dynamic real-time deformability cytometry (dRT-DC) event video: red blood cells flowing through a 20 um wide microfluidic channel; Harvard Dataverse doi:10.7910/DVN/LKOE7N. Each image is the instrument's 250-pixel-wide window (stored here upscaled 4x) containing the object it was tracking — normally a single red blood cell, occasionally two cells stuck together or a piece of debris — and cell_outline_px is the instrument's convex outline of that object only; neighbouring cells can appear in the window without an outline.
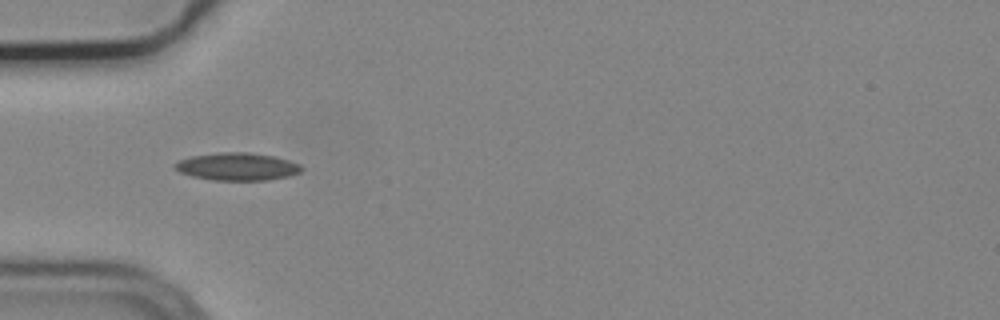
{"species": "common noctule bat (a hibernating species)", "species_latin": "Nyctalus noctula", "temperature_condition": "cold", "stored_images_in_passage": 5, "camera_frame_rate_fps": 3000, "um_per_image_px": 0.085, "animal": {"sex": "male", "body_mass_g": 19.2, "forearm_length_mm": 51.8}, "frame": {"image": 1, "passage_image": 5, "time_ms": 1.333, "image_size_px": [1000, 320], "cell_outline_px": [[304, 168], [300, 172], [288, 176], [268, 180], [212, 180], [192, 176], [180, 172], [172, 168], [172, 164], [180, 160], [192, 156], [220, 152], [248, 152], [276, 156], [300, 164]], "centroid_in_image_um": [20.16, 14.16], "position_along_channel_um": 64.8, "area_um2": 20.52}}